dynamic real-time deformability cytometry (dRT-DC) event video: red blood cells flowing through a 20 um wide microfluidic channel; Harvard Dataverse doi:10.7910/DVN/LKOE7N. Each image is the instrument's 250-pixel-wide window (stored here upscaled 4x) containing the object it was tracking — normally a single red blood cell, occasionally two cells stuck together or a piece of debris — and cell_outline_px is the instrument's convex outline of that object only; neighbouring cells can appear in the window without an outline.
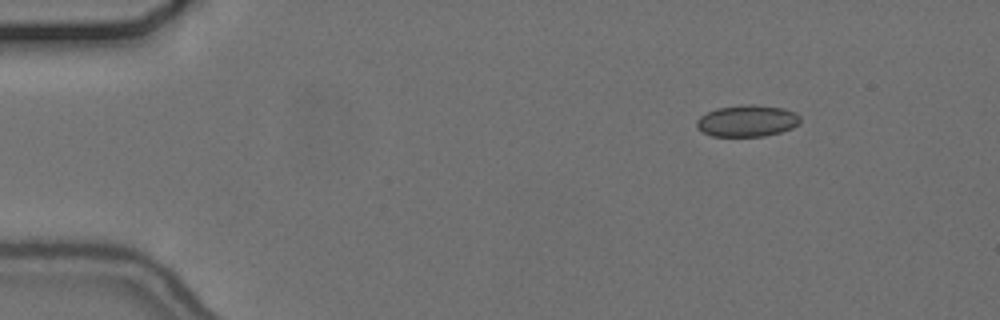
{"species": "common noctule bat (a hibernating species)", "species_latin": "Nyctalus noctula", "temperature_condition": "cold", "stored_images_in_passage": 49, "camera_frame_rate_fps": 3000, "um_per_image_px": 0.085, "animal": {"sex": "female", "body_mass_g": 24.6, "forearm_length_mm": 56.2}, "frame": {"image": 1, "passage_image": 1, "time_ms": 0.0, "image_size_px": [1000, 320], "cell_outline_px": [[800, 124], [792, 128], [780, 132], [764, 136], [712, 136], [696, 128], [696, 120], [700, 116], [716, 108], [748, 104], [756, 104], [784, 108], [796, 112], [800, 116]], "centroid_in_image_um": [63.53, 10.26], "position_along_channel_um": 21.5, "area_um2": 19.25}}
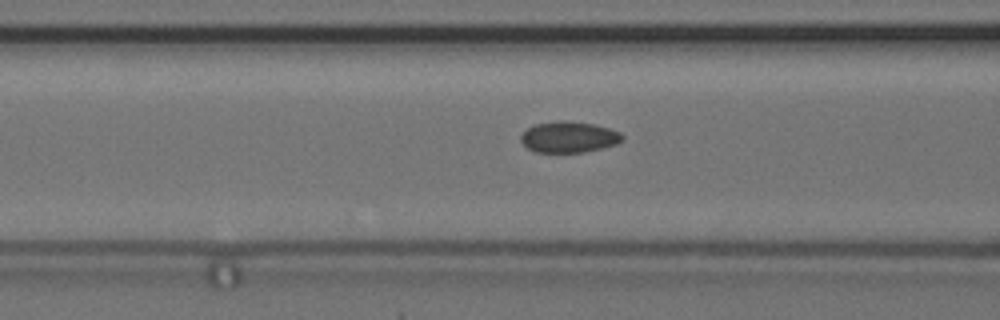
{"frame": {"image": 2, "passage_image": 16, "time_ms": 5.0, "image_size_px": [1000, 320], "cell_outline_px": [[624, 140], [616, 144], [584, 152], [536, 152], [528, 148], [520, 140], [520, 136], [528, 128], [536, 124], [560, 120], [568, 120], [592, 124], [608, 128], [620, 132], [624, 136]], "centroid_in_image_um": [48.36, 11.64], "position_along_channel_um": 118.2, "area_um2": 18.26}}
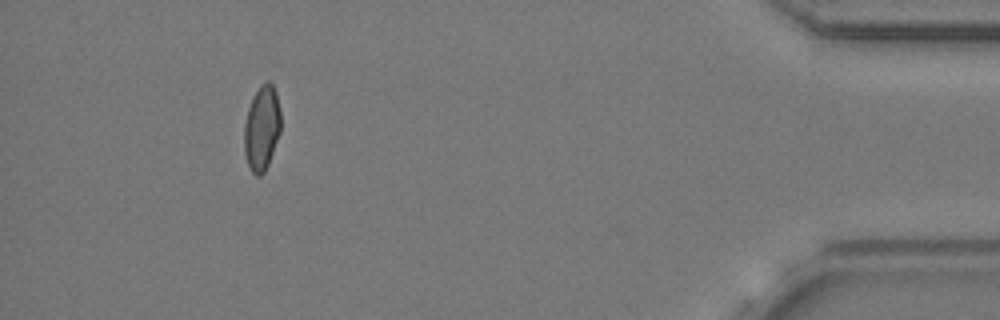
{"frame": {"image": 3, "passage_image": 45, "time_ms": 14.667, "image_size_px": [1000, 320], "cell_outline_px": [[280, 132], [268, 164], [264, 172], [260, 176], [256, 176], [252, 172], [248, 164], [244, 152], [244, 124], [248, 108], [260, 84], [268, 80], [272, 84], [276, 92], [280, 112]], "centroid_in_image_um": [22.25, 10.88], "position_along_channel_um": 413.0, "area_um2": 17.98}, "authors_computed_cell_mechanics": {"area_um2": 18.3804, "velocity_mm_per_s": 3.6958, "shape_relaxation_time_tau1_ms": 4.846, "shape_relaxation_time_tau2_ms": 4.269, "deformation_change_tau1": 0.0865, "deformation_change_tau2": 0.0791}}